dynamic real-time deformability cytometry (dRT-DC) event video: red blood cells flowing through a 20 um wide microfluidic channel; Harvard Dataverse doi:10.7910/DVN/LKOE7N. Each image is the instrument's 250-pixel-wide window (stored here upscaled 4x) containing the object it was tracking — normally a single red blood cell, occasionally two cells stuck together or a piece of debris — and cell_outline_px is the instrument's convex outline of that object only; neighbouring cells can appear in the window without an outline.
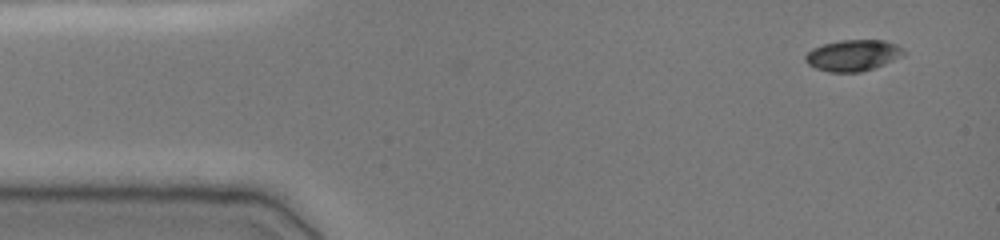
{"species": "common noctule bat (a hibernating species)", "species_latin": "Nyctalus noctula", "temperature_condition": "cold", "stored_images_in_passage": 4, "camera_frame_rate_fps": 3000, "um_per_image_px": 0.085, "animal": {"sex": "female", "body_mass_g": 19.0, "forearm_length_mm": 51.5}, "frame": {"image": 1, "passage_image": 4, "time_ms": 1.0, "image_size_px": [1000, 240], "cell_outline_px": [[904, 56], [884, 64], [860, 72], [828, 72], [816, 68], [808, 64], [804, 60], [804, 56], [812, 48], [824, 44], [840, 40], [884, 40], [896, 44], [904, 52]], "centroid_in_image_um": [72.48, 4.7], "position_along_channel_um": 12.5, "area_um2": 17.8}}